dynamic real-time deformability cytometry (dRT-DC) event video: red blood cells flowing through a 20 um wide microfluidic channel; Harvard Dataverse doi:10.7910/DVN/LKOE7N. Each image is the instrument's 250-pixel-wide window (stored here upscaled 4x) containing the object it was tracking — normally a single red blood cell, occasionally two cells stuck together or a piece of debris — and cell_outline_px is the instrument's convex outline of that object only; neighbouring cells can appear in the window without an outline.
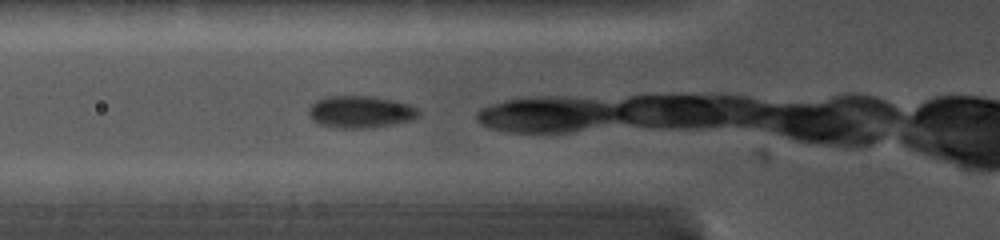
{"species": "common noctule bat (a hibernating species)", "species_latin": "Nyctalus noctula", "temperature_condition": "cold", "stored_images_in_passage": 5, "camera_frame_rate_fps": 5000, "um_per_image_px": 0.085, "animal": {"sex": "female", "body_mass_g": 19.0, "forearm_length_mm": 56.7}, "frame": {"image": 1, "passage_image": 3, "time_ms": 0.6, "image_size_px": [1000, 240], "cell_outline_px": [[420, 116], [412, 120], [368, 128], [336, 128], [316, 124], [312, 120], [308, 112], [308, 108], [316, 100], [324, 96], [372, 96], [396, 100], [420, 108]], "centroid_in_image_um": [30.63, 9.5], "position_along_channel_um": 95.2, "area_um2": 20.92}}